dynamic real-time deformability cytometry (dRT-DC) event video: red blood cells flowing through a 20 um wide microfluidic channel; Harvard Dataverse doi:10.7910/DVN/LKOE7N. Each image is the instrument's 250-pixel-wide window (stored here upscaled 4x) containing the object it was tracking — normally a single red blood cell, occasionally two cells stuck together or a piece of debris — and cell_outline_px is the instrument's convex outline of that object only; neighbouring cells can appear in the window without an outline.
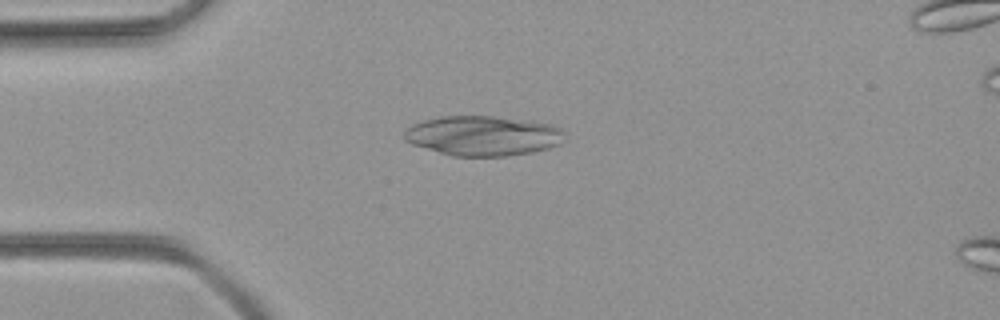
{"species": "common noctule bat (a hibernating species)", "species_latin": "Nyctalus noctula", "temperature_condition": "room temperature", "stored_images_in_passage": 33, "camera_frame_rate_fps": 3000, "um_per_image_px": 0.085, "animal": {"sex": "female", "body_mass_g": 21.9}, "frame": {"image": 1, "passage_image": 1, "time_ms": 0.0, "image_size_px": [1000, 320], "cell_outline_px": [[564, 132], [560, 144], [548, 148], [532, 152], [504, 156], [452, 156], [412, 144], [404, 140], [404, 132], [412, 124], [424, 120], [440, 116], [492, 116], [552, 124], [564, 128]], "centroid_in_image_um": [41.05, 11.54], "position_along_channel_um": 44.0, "area_um2": 37.17}}
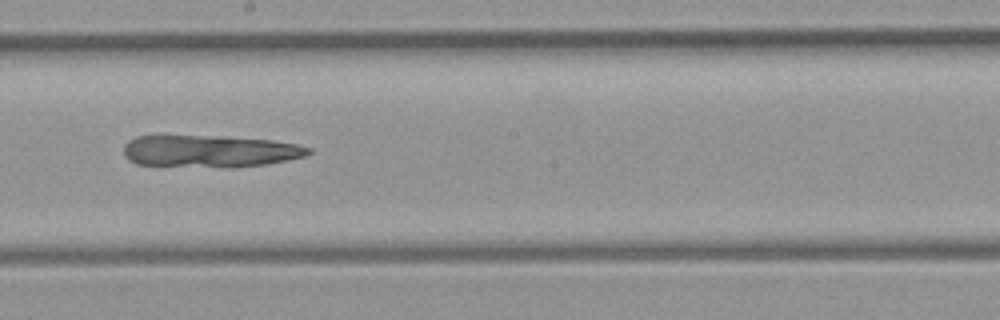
{"frame": {"image": 2, "passage_image": 16, "time_ms": 5.0, "image_size_px": [1000, 320], "cell_outline_px": [[312, 152], [304, 156], [288, 160], [264, 164], [232, 168], [228, 168], [136, 164], [128, 160], [124, 156], [124, 144], [128, 140], [136, 136], [220, 136], [272, 140], [296, 144], [312, 148]], "centroid_in_image_um": [17.83, 12.86], "position_along_channel_um": 230.4, "area_um2": 34.8}}
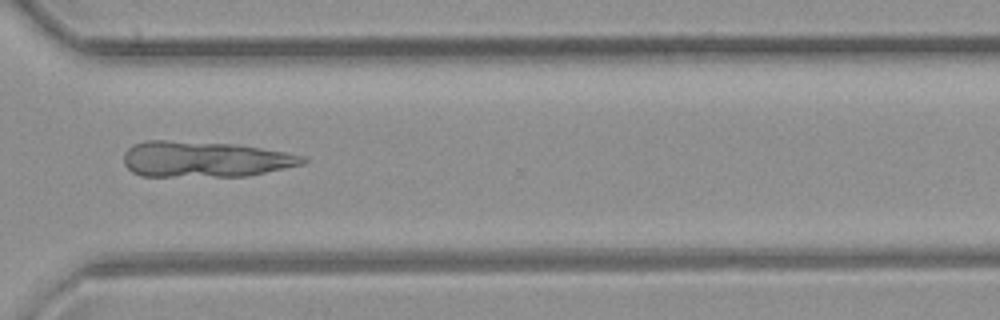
{"frame": {"image": 3, "passage_image": 25, "time_ms": 8.0, "image_size_px": [1000, 320], "cell_outline_px": [[308, 160], [304, 164], [248, 176], [140, 176], [132, 172], [124, 164], [124, 152], [132, 144], [144, 140], [164, 140], [236, 144], [284, 152], [304, 156]], "centroid_in_image_um": [17.37, 13.53], "position_along_channel_um": 353.2, "area_um2": 37.45}}